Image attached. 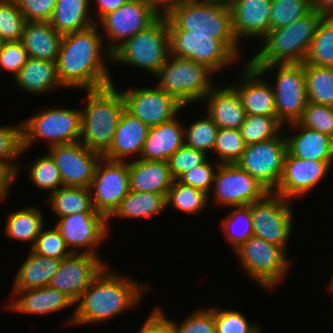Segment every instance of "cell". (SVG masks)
I'll return each instance as SVG.
<instances>
[{
  "instance_id": "cell-1",
  "label": "cell",
  "mask_w": 333,
  "mask_h": 333,
  "mask_svg": "<svg viewBox=\"0 0 333 333\" xmlns=\"http://www.w3.org/2000/svg\"><path fill=\"white\" fill-rule=\"evenodd\" d=\"M108 59H112L111 52L98 24L62 35L56 60L59 80L65 88L77 87L85 91L109 86L113 81L108 72Z\"/></svg>"
},
{
  "instance_id": "cell-2",
  "label": "cell",
  "mask_w": 333,
  "mask_h": 333,
  "mask_svg": "<svg viewBox=\"0 0 333 333\" xmlns=\"http://www.w3.org/2000/svg\"><path fill=\"white\" fill-rule=\"evenodd\" d=\"M124 275L115 273L106 265L76 302L78 304L66 321L67 325L100 324L132 311L150 287Z\"/></svg>"
},
{
  "instance_id": "cell-3",
  "label": "cell",
  "mask_w": 333,
  "mask_h": 333,
  "mask_svg": "<svg viewBox=\"0 0 333 333\" xmlns=\"http://www.w3.org/2000/svg\"><path fill=\"white\" fill-rule=\"evenodd\" d=\"M166 18L168 30H184L186 36H212L221 40L238 58L241 57L228 3L188 0L173 8Z\"/></svg>"
},
{
  "instance_id": "cell-4",
  "label": "cell",
  "mask_w": 333,
  "mask_h": 333,
  "mask_svg": "<svg viewBox=\"0 0 333 333\" xmlns=\"http://www.w3.org/2000/svg\"><path fill=\"white\" fill-rule=\"evenodd\" d=\"M86 94V106L81 110L80 142L103 156L113 142L117 124L125 110L124 100L114 83L86 90Z\"/></svg>"
},
{
  "instance_id": "cell-5",
  "label": "cell",
  "mask_w": 333,
  "mask_h": 333,
  "mask_svg": "<svg viewBox=\"0 0 333 333\" xmlns=\"http://www.w3.org/2000/svg\"><path fill=\"white\" fill-rule=\"evenodd\" d=\"M324 15L312 10L292 24L271 29L262 39L251 66L304 63L310 44Z\"/></svg>"
},
{
  "instance_id": "cell-6",
  "label": "cell",
  "mask_w": 333,
  "mask_h": 333,
  "mask_svg": "<svg viewBox=\"0 0 333 333\" xmlns=\"http://www.w3.org/2000/svg\"><path fill=\"white\" fill-rule=\"evenodd\" d=\"M214 74L204 64L170 54L155 76L157 86L185 107L205 98L215 86Z\"/></svg>"
},
{
  "instance_id": "cell-7",
  "label": "cell",
  "mask_w": 333,
  "mask_h": 333,
  "mask_svg": "<svg viewBox=\"0 0 333 333\" xmlns=\"http://www.w3.org/2000/svg\"><path fill=\"white\" fill-rule=\"evenodd\" d=\"M170 55L166 16H159L146 29L123 42L111 53L116 64L136 66L156 75Z\"/></svg>"
},
{
  "instance_id": "cell-8",
  "label": "cell",
  "mask_w": 333,
  "mask_h": 333,
  "mask_svg": "<svg viewBox=\"0 0 333 333\" xmlns=\"http://www.w3.org/2000/svg\"><path fill=\"white\" fill-rule=\"evenodd\" d=\"M234 252L245 274L269 292L280 285L292 265L287 251L256 236L249 237Z\"/></svg>"
},
{
  "instance_id": "cell-9",
  "label": "cell",
  "mask_w": 333,
  "mask_h": 333,
  "mask_svg": "<svg viewBox=\"0 0 333 333\" xmlns=\"http://www.w3.org/2000/svg\"><path fill=\"white\" fill-rule=\"evenodd\" d=\"M22 135V154L40 139H45L49 147L80 141L81 110L61 107L40 110L22 121Z\"/></svg>"
},
{
  "instance_id": "cell-10",
  "label": "cell",
  "mask_w": 333,
  "mask_h": 333,
  "mask_svg": "<svg viewBox=\"0 0 333 333\" xmlns=\"http://www.w3.org/2000/svg\"><path fill=\"white\" fill-rule=\"evenodd\" d=\"M252 67L264 76L277 69L275 84L271 83L275 96L276 117L283 125L297 122L308 104L304 64H270Z\"/></svg>"
},
{
  "instance_id": "cell-11",
  "label": "cell",
  "mask_w": 333,
  "mask_h": 333,
  "mask_svg": "<svg viewBox=\"0 0 333 333\" xmlns=\"http://www.w3.org/2000/svg\"><path fill=\"white\" fill-rule=\"evenodd\" d=\"M288 200L274 192H268L261 200L250 204L253 220V236L287 250L292 233L293 207Z\"/></svg>"
},
{
  "instance_id": "cell-12",
  "label": "cell",
  "mask_w": 333,
  "mask_h": 333,
  "mask_svg": "<svg viewBox=\"0 0 333 333\" xmlns=\"http://www.w3.org/2000/svg\"><path fill=\"white\" fill-rule=\"evenodd\" d=\"M267 141L246 145L241 158L235 163L260 182L269 192L279 185L287 153L285 134Z\"/></svg>"
},
{
  "instance_id": "cell-13",
  "label": "cell",
  "mask_w": 333,
  "mask_h": 333,
  "mask_svg": "<svg viewBox=\"0 0 333 333\" xmlns=\"http://www.w3.org/2000/svg\"><path fill=\"white\" fill-rule=\"evenodd\" d=\"M95 211L107 219L129 193V162L101 158L89 186Z\"/></svg>"
},
{
  "instance_id": "cell-14",
  "label": "cell",
  "mask_w": 333,
  "mask_h": 333,
  "mask_svg": "<svg viewBox=\"0 0 333 333\" xmlns=\"http://www.w3.org/2000/svg\"><path fill=\"white\" fill-rule=\"evenodd\" d=\"M159 16L146 0H130L105 15L97 24L99 29L105 32L106 36L103 38L108 39L105 44L112 53L123 42L146 29Z\"/></svg>"
},
{
  "instance_id": "cell-15",
  "label": "cell",
  "mask_w": 333,
  "mask_h": 333,
  "mask_svg": "<svg viewBox=\"0 0 333 333\" xmlns=\"http://www.w3.org/2000/svg\"><path fill=\"white\" fill-rule=\"evenodd\" d=\"M170 54L204 64L214 73L239 59L221 40L212 36H186L184 30H168Z\"/></svg>"
},
{
  "instance_id": "cell-16",
  "label": "cell",
  "mask_w": 333,
  "mask_h": 333,
  "mask_svg": "<svg viewBox=\"0 0 333 333\" xmlns=\"http://www.w3.org/2000/svg\"><path fill=\"white\" fill-rule=\"evenodd\" d=\"M211 189L216 204L231 207L250 205L269 192L237 164H219Z\"/></svg>"
},
{
  "instance_id": "cell-17",
  "label": "cell",
  "mask_w": 333,
  "mask_h": 333,
  "mask_svg": "<svg viewBox=\"0 0 333 333\" xmlns=\"http://www.w3.org/2000/svg\"><path fill=\"white\" fill-rule=\"evenodd\" d=\"M141 88V89H140ZM121 90L125 110L148 127L158 126L175 118L185 108L161 88L140 87Z\"/></svg>"
},
{
  "instance_id": "cell-18",
  "label": "cell",
  "mask_w": 333,
  "mask_h": 333,
  "mask_svg": "<svg viewBox=\"0 0 333 333\" xmlns=\"http://www.w3.org/2000/svg\"><path fill=\"white\" fill-rule=\"evenodd\" d=\"M55 227L72 253H78L83 248V253L96 256H99L97 247L109 235L110 229L108 219L97 211L60 217Z\"/></svg>"
},
{
  "instance_id": "cell-19",
  "label": "cell",
  "mask_w": 333,
  "mask_h": 333,
  "mask_svg": "<svg viewBox=\"0 0 333 333\" xmlns=\"http://www.w3.org/2000/svg\"><path fill=\"white\" fill-rule=\"evenodd\" d=\"M48 154L60 171L63 186L89 188L102 156L80 141L49 147Z\"/></svg>"
},
{
  "instance_id": "cell-20",
  "label": "cell",
  "mask_w": 333,
  "mask_h": 333,
  "mask_svg": "<svg viewBox=\"0 0 333 333\" xmlns=\"http://www.w3.org/2000/svg\"><path fill=\"white\" fill-rule=\"evenodd\" d=\"M106 265L99 256L83 252L72 253L61 260L49 286L65 293L76 304Z\"/></svg>"
},
{
  "instance_id": "cell-21",
  "label": "cell",
  "mask_w": 333,
  "mask_h": 333,
  "mask_svg": "<svg viewBox=\"0 0 333 333\" xmlns=\"http://www.w3.org/2000/svg\"><path fill=\"white\" fill-rule=\"evenodd\" d=\"M333 162L304 160L292 156L288 151L284 160L281 181L274 193L291 200H297L324 181Z\"/></svg>"
},
{
  "instance_id": "cell-22",
  "label": "cell",
  "mask_w": 333,
  "mask_h": 333,
  "mask_svg": "<svg viewBox=\"0 0 333 333\" xmlns=\"http://www.w3.org/2000/svg\"><path fill=\"white\" fill-rule=\"evenodd\" d=\"M264 76L248 62L241 78L231 85L239 94L247 115L276 116L274 91Z\"/></svg>"
},
{
  "instance_id": "cell-23",
  "label": "cell",
  "mask_w": 333,
  "mask_h": 333,
  "mask_svg": "<svg viewBox=\"0 0 333 333\" xmlns=\"http://www.w3.org/2000/svg\"><path fill=\"white\" fill-rule=\"evenodd\" d=\"M234 34L240 42L244 37L263 39L270 30L271 0H231Z\"/></svg>"
},
{
  "instance_id": "cell-24",
  "label": "cell",
  "mask_w": 333,
  "mask_h": 333,
  "mask_svg": "<svg viewBox=\"0 0 333 333\" xmlns=\"http://www.w3.org/2000/svg\"><path fill=\"white\" fill-rule=\"evenodd\" d=\"M10 294L13 301L6 308L15 313L44 315L76 305L65 293L49 285L36 289L11 290Z\"/></svg>"
},
{
  "instance_id": "cell-25",
  "label": "cell",
  "mask_w": 333,
  "mask_h": 333,
  "mask_svg": "<svg viewBox=\"0 0 333 333\" xmlns=\"http://www.w3.org/2000/svg\"><path fill=\"white\" fill-rule=\"evenodd\" d=\"M148 130L147 125L124 110L117 124L113 142L102 157L111 161H126L127 159L129 161V158L135 157V159L137 157L139 159Z\"/></svg>"
},
{
  "instance_id": "cell-26",
  "label": "cell",
  "mask_w": 333,
  "mask_h": 333,
  "mask_svg": "<svg viewBox=\"0 0 333 333\" xmlns=\"http://www.w3.org/2000/svg\"><path fill=\"white\" fill-rule=\"evenodd\" d=\"M219 87L215 85L203 99L206 100V114L218 128L240 129L247 114L239 94L231 85Z\"/></svg>"
},
{
  "instance_id": "cell-27",
  "label": "cell",
  "mask_w": 333,
  "mask_h": 333,
  "mask_svg": "<svg viewBox=\"0 0 333 333\" xmlns=\"http://www.w3.org/2000/svg\"><path fill=\"white\" fill-rule=\"evenodd\" d=\"M185 144L184 125L177 119L149 127L139 159L167 161Z\"/></svg>"
},
{
  "instance_id": "cell-28",
  "label": "cell",
  "mask_w": 333,
  "mask_h": 333,
  "mask_svg": "<svg viewBox=\"0 0 333 333\" xmlns=\"http://www.w3.org/2000/svg\"><path fill=\"white\" fill-rule=\"evenodd\" d=\"M297 134L285 135L287 151L304 160L333 162V138L321 132L301 126L298 122L287 124Z\"/></svg>"
},
{
  "instance_id": "cell-29",
  "label": "cell",
  "mask_w": 333,
  "mask_h": 333,
  "mask_svg": "<svg viewBox=\"0 0 333 333\" xmlns=\"http://www.w3.org/2000/svg\"><path fill=\"white\" fill-rule=\"evenodd\" d=\"M167 161L134 159L129 162V188L135 192L167 195L174 182Z\"/></svg>"
},
{
  "instance_id": "cell-30",
  "label": "cell",
  "mask_w": 333,
  "mask_h": 333,
  "mask_svg": "<svg viewBox=\"0 0 333 333\" xmlns=\"http://www.w3.org/2000/svg\"><path fill=\"white\" fill-rule=\"evenodd\" d=\"M14 82L26 93L40 95L64 87L58 77L56 61L31 58L14 76Z\"/></svg>"
},
{
  "instance_id": "cell-31",
  "label": "cell",
  "mask_w": 333,
  "mask_h": 333,
  "mask_svg": "<svg viewBox=\"0 0 333 333\" xmlns=\"http://www.w3.org/2000/svg\"><path fill=\"white\" fill-rule=\"evenodd\" d=\"M61 38L49 22H26L20 42L29 57L56 61Z\"/></svg>"
},
{
  "instance_id": "cell-32",
  "label": "cell",
  "mask_w": 333,
  "mask_h": 333,
  "mask_svg": "<svg viewBox=\"0 0 333 333\" xmlns=\"http://www.w3.org/2000/svg\"><path fill=\"white\" fill-rule=\"evenodd\" d=\"M91 0H57L49 23L61 35L87 29L94 21Z\"/></svg>"
},
{
  "instance_id": "cell-33",
  "label": "cell",
  "mask_w": 333,
  "mask_h": 333,
  "mask_svg": "<svg viewBox=\"0 0 333 333\" xmlns=\"http://www.w3.org/2000/svg\"><path fill=\"white\" fill-rule=\"evenodd\" d=\"M22 266L17 270L12 290L36 289L48 286L58 271L62 259L44 257L31 249Z\"/></svg>"
},
{
  "instance_id": "cell-34",
  "label": "cell",
  "mask_w": 333,
  "mask_h": 333,
  "mask_svg": "<svg viewBox=\"0 0 333 333\" xmlns=\"http://www.w3.org/2000/svg\"><path fill=\"white\" fill-rule=\"evenodd\" d=\"M164 209H167L165 195L152 192L129 191L119 207L108 218V222L112 219L111 217L113 219L114 217L120 219L152 217L161 213Z\"/></svg>"
},
{
  "instance_id": "cell-35",
  "label": "cell",
  "mask_w": 333,
  "mask_h": 333,
  "mask_svg": "<svg viewBox=\"0 0 333 333\" xmlns=\"http://www.w3.org/2000/svg\"><path fill=\"white\" fill-rule=\"evenodd\" d=\"M42 213L35 206L10 212L6 218L5 235L14 240L31 242L32 247L44 227Z\"/></svg>"
},
{
  "instance_id": "cell-36",
  "label": "cell",
  "mask_w": 333,
  "mask_h": 333,
  "mask_svg": "<svg viewBox=\"0 0 333 333\" xmlns=\"http://www.w3.org/2000/svg\"><path fill=\"white\" fill-rule=\"evenodd\" d=\"M49 195L46 201L58 218L95 211L89 188L61 186Z\"/></svg>"
},
{
  "instance_id": "cell-37",
  "label": "cell",
  "mask_w": 333,
  "mask_h": 333,
  "mask_svg": "<svg viewBox=\"0 0 333 333\" xmlns=\"http://www.w3.org/2000/svg\"><path fill=\"white\" fill-rule=\"evenodd\" d=\"M308 102L333 107V67L304 64Z\"/></svg>"
},
{
  "instance_id": "cell-38",
  "label": "cell",
  "mask_w": 333,
  "mask_h": 333,
  "mask_svg": "<svg viewBox=\"0 0 333 333\" xmlns=\"http://www.w3.org/2000/svg\"><path fill=\"white\" fill-rule=\"evenodd\" d=\"M303 64L333 67V16L319 22Z\"/></svg>"
},
{
  "instance_id": "cell-39",
  "label": "cell",
  "mask_w": 333,
  "mask_h": 333,
  "mask_svg": "<svg viewBox=\"0 0 333 333\" xmlns=\"http://www.w3.org/2000/svg\"><path fill=\"white\" fill-rule=\"evenodd\" d=\"M233 209L223 217L221 230L234 252L249 237L253 236V220L249 205L236 206Z\"/></svg>"
},
{
  "instance_id": "cell-40",
  "label": "cell",
  "mask_w": 333,
  "mask_h": 333,
  "mask_svg": "<svg viewBox=\"0 0 333 333\" xmlns=\"http://www.w3.org/2000/svg\"><path fill=\"white\" fill-rule=\"evenodd\" d=\"M208 200L206 192L174 180L166 195V207L171 205L176 210L194 215L209 206Z\"/></svg>"
},
{
  "instance_id": "cell-41",
  "label": "cell",
  "mask_w": 333,
  "mask_h": 333,
  "mask_svg": "<svg viewBox=\"0 0 333 333\" xmlns=\"http://www.w3.org/2000/svg\"><path fill=\"white\" fill-rule=\"evenodd\" d=\"M284 125L276 116L247 115L240 127L246 145L259 143L278 137Z\"/></svg>"
},
{
  "instance_id": "cell-42",
  "label": "cell",
  "mask_w": 333,
  "mask_h": 333,
  "mask_svg": "<svg viewBox=\"0 0 333 333\" xmlns=\"http://www.w3.org/2000/svg\"><path fill=\"white\" fill-rule=\"evenodd\" d=\"M29 180L40 190L50 191V194L63 186L60 171L49 154L38 156L28 164Z\"/></svg>"
},
{
  "instance_id": "cell-43",
  "label": "cell",
  "mask_w": 333,
  "mask_h": 333,
  "mask_svg": "<svg viewBox=\"0 0 333 333\" xmlns=\"http://www.w3.org/2000/svg\"><path fill=\"white\" fill-rule=\"evenodd\" d=\"M184 127L185 145L202 151L206 155L209 151H213L219 128L207 114L205 118L203 116L190 126L184 125Z\"/></svg>"
},
{
  "instance_id": "cell-44",
  "label": "cell",
  "mask_w": 333,
  "mask_h": 333,
  "mask_svg": "<svg viewBox=\"0 0 333 333\" xmlns=\"http://www.w3.org/2000/svg\"><path fill=\"white\" fill-rule=\"evenodd\" d=\"M312 10L311 0H271L270 30L292 24Z\"/></svg>"
},
{
  "instance_id": "cell-45",
  "label": "cell",
  "mask_w": 333,
  "mask_h": 333,
  "mask_svg": "<svg viewBox=\"0 0 333 333\" xmlns=\"http://www.w3.org/2000/svg\"><path fill=\"white\" fill-rule=\"evenodd\" d=\"M246 148L240 129L219 128L213 153L219 157L220 164H235Z\"/></svg>"
},
{
  "instance_id": "cell-46",
  "label": "cell",
  "mask_w": 333,
  "mask_h": 333,
  "mask_svg": "<svg viewBox=\"0 0 333 333\" xmlns=\"http://www.w3.org/2000/svg\"><path fill=\"white\" fill-rule=\"evenodd\" d=\"M15 0H0V41H19L26 24Z\"/></svg>"
},
{
  "instance_id": "cell-47",
  "label": "cell",
  "mask_w": 333,
  "mask_h": 333,
  "mask_svg": "<svg viewBox=\"0 0 333 333\" xmlns=\"http://www.w3.org/2000/svg\"><path fill=\"white\" fill-rule=\"evenodd\" d=\"M44 228L37 236L31 250L38 255L54 259H63L70 256L72 252L67 247L60 231L55 226L48 230Z\"/></svg>"
},
{
  "instance_id": "cell-48",
  "label": "cell",
  "mask_w": 333,
  "mask_h": 333,
  "mask_svg": "<svg viewBox=\"0 0 333 333\" xmlns=\"http://www.w3.org/2000/svg\"><path fill=\"white\" fill-rule=\"evenodd\" d=\"M22 151V121L18 125L0 126V160L8 162L17 171V175L20 167L14 160L22 155Z\"/></svg>"
},
{
  "instance_id": "cell-49",
  "label": "cell",
  "mask_w": 333,
  "mask_h": 333,
  "mask_svg": "<svg viewBox=\"0 0 333 333\" xmlns=\"http://www.w3.org/2000/svg\"><path fill=\"white\" fill-rule=\"evenodd\" d=\"M297 122L301 126L333 138V107L331 106L308 102Z\"/></svg>"
},
{
  "instance_id": "cell-50",
  "label": "cell",
  "mask_w": 333,
  "mask_h": 333,
  "mask_svg": "<svg viewBox=\"0 0 333 333\" xmlns=\"http://www.w3.org/2000/svg\"><path fill=\"white\" fill-rule=\"evenodd\" d=\"M216 333H259V326L249 323L246 317L237 310L214 308ZM259 327V328H258Z\"/></svg>"
},
{
  "instance_id": "cell-51",
  "label": "cell",
  "mask_w": 333,
  "mask_h": 333,
  "mask_svg": "<svg viewBox=\"0 0 333 333\" xmlns=\"http://www.w3.org/2000/svg\"><path fill=\"white\" fill-rule=\"evenodd\" d=\"M170 322L175 333H216L214 308L195 310L181 324L172 319Z\"/></svg>"
},
{
  "instance_id": "cell-52",
  "label": "cell",
  "mask_w": 333,
  "mask_h": 333,
  "mask_svg": "<svg viewBox=\"0 0 333 333\" xmlns=\"http://www.w3.org/2000/svg\"><path fill=\"white\" fill-rule=\"evenodd\" d=\"M209 157L204 152L188 147L181 146L168 160L169 169L172 177L177 180L183 173L204 163Z\"/></svg>"
},
{
  "instance_id": "cell-53",
  "label": "cell",
  "mask_w": 333,
  "mask_h": 333,
  "mask_svg": "<svg viewBox=\"0 0 333 333\" xmlns=\"http://www.w3.org/2000/svg\"><path fill=\"white\" fill-rule=\"evenodd\" d=\"M28 59V52L20 40L0 43V74L2 70H7L14 77Z\"/></svg>"
},
{
  "instance_id": "cell-54",
  "label": "cell",
  "mask_w": 333,
  "mask_h": 333,
  "mask_svg": "<svg viewBox=\"0 0 333 333\" xmlns=\"http://www.w3.org/2000/svg\"><path fill=\"white\" fill-rule=\"evenodd\" d=\"M217 163L214 169L212 163L207 159L201 165L192 168L191 170L183 173L177 180L183 184L198 188L208 194V199L210 201V191L214 181V176L217 170ZM209 192V193H208Z\"/></svg>"
},
{
  "instance_id": "cell-55",
  "label": "cell",
  "mask_w": 333,
  "mask_h": 333,
  "mask_svg": "<svg viewBox=\"0 0 333 333\" xmlns=\"http://www.w3.org/2000/svg\"><path fill=\"white\" fill-rule=\"evenodd\" d=\"M27 22H49L57 0H15Z\"/></svg>"
},
{
  "instance_id": "cell-56",
  "label": "cell",
  "mask_w": 333,
  "mask_h": 333,
  "mask_svg": "<svg viewBox=\"0 0 333 333\" xmlns=\"http://www.w3.org/2000/svg\"><path fill=\"white\" fill-rule=\"evenodd\" d=\"M17 171L6 161L0 160V200L4 201L9 197V191L15 182ZM14 181V182H13ZM8 196V197H7Z\"/></svg>"
},
{
  "instance_id": "cell-57",
  "label": "cell",
  "mask_w": 333,
  "mask_h": 333,
  "mask_svg": "<svg viewBox=\"0 0 333 333\" xmlns=\"http://www.w3.org/2000/svg\"><path fill=\"white\" fill-rule=\"evenodd\" d=\"M130 0H97L98 10L92 15L96 24L107 14L117 10Z\"/></svg>"
},
{
  "instance_id": "cell-58",
  "label": "cell",
  "mask_w": 333,
  "mask_h": 333,
  "mask_svg": "<svg viewBox=\"0 0 333 333\" xmlns=\"http://www.w3.org/2000/svg\"><path fill=\"white\" fill-rule=\"evenodd\" d=\"M160 15L166 16L173 8L188 0H146Z\"/></svg>"
},
{
  "instance_id": "cell-59",
  "label": "cell",
  "mask_w": 333,
  "mask_h": 333,
  "mask_svg": "<svg viewBox=\"0 0 333 333\" xmlns=\"http://www.w3.org/2000/svg\"><path fill=\"white\" fill-rule=\"evenodd\" d=\"M156 333H175L170 319L166 317L161 308L156 307Z\"/></svg>"
},
{
  "instance_id": "cell-60",
  "label": "cell",
  "mask_w": 333,
  "mask_h": 333,
  "mask_svg": "<svg viewBox=\"0 0 333 333\" xmlns=\"http://www.w3.org/2000/svg\"><path fill=\"white\" fill-rule=\"evenodd\" d=\"M311 6L324 16H333V0H311Z\"/></svg>"
},
{
  "instance_id": "cell-61",
  "label": "cell",
  "mask_w": 333,
  "mask_h": 333,
  "mask_svg": "<svg viewBox=\"0 0 333 333\" xmlns=\"http://www.w3.org/2000/svg\"><path fill=\"white\" fill-rule=\"evenodd\" d=\"M137 333H156V308L149 314Z\"/></svg>"
},
{
  "instance_id": "cell-62",
  "label": "cell",
  "mask_w": 333,
  "mask_h": 333,
  "mask_svg": "<svg viewBox=\"0 0 333 333\" xmlns=\"http://www.w3.org/2000/svg\"><path fill=\"white\" fill-rule=\"evenodd\" d=\"M330 291L333 292V273H332V276H331V280H330V283H329V287Z\"/></svg>"
},
{
  "instance_id": "cell-63",
  "label": "cell",
  "mask_w": 333,
  "mask_h": 333,
  "mask_svg": "<svg viewBox=\"0 0 333 333\" xmlns=\"http://www.w3.org/2000/svg\"><path fill=\"white\" fill-rule=\"evenodd\" d=\"M221 1H224L226 3H229L231 0H221Z\"/></svg>"
}]
</instances>
